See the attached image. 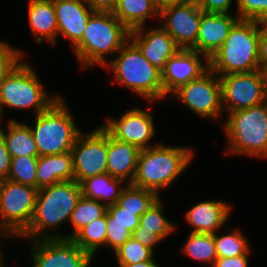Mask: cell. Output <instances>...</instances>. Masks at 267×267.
<instances>
[{
	"mask_svg": "<svg viewBox=\"0 0 267 267\" xmlns=\"http://www.w3.org/2000/svg\"><path fill=\"white\" fill-rule=\"evenodd\" d=\"M28 22L37 44L43 41L57 44L58 24L53 0H28Z\"/></svg>",
	"mask_w": 267,
	"mask_h": 267,
	"instance_id": "cell-21",
	"label": "cell"
},
{
	"mask_svg": "<svg viewBox=\"0 0 267 267\" xmlns=\"http://www.w3.org/2000/svg\"><path fill=\"white\" fill-rule=\"evenodd\" d=\"M94 11L113 12L118 0H86Z\"/></svg>",
	"mask_w": 267,
	"mask_h": 267,
	"instance_id": "cell-44",
	"label": "cell"
},
{
	"mask_svg": "<svg viewBox=\"0 0 267 267\" xmlns=\"http://www.w3.org/2000/svg\"><path fill=\"white\" fill-rule=\"evenodd\" d=\"M237 15L231 13H205L201 14L199 32L195 45L191 48L208 60L224 44L232 27L239 21Z\"/></svg>",
	"mask_w": 267,
	"mask_h": 267,
	"instance_id": "cell-18",
	"label": "cell"
},
{
	"mask_svg": "<svg viewBox=\"0 0 267 267\" xmlns=\"http://www.w3.org/2000/svg\"><path fill=\"white\" fill-rule=\"evenodd\" d=\"M38 157L19 156L11 158L8 180L37 188Z\"/></svg>",
	"mask_w": 267,
	"mask_h": 267,
	"instance_id": "cell-33",
	"label": "cell"
},
{
	"mask_svg": "<svg viewBox=\"0 0 267 267\" xmlns=\"http://www.w3.org/2000/svg\"><path fill=\"white\" fill-rule=\"evenodd\" d=\"M160 194L132 184L126 185L118 199V204L125 210L139 211V216L148 212L159 200Z\"/></svg>",
	"mask_w": 267,
	"mask_h": 267,
	"instance_id": "cell-29",
	"label": "cell"
},
{
	"mask_svg": "<svg viewBox=\"0 0 267 267\" xmlns=\"http://www.w3.org/2000/svg\"><path fill=\"white\" fill-rule=\"evenodd\" d=\"M231 207L223 200L201 201L185 212V220L193 227L191 232L214 234L228 222Z\"/></svg>",
	"mask_w": 267,
	"mask_h": 267,
	"instance_id": "cell-20",
	"label": "cell"
},
{
	"mask_svg": "<svg viewBox=\"0 0 267 267\" xmlns=\"http://www.w3.org/2000/svg\"><path fill=\"white\" fill-rule=\"evenodd\" d=\"M71 152L77 183L107 173L108 132L101 125L89 133L81 131Z\"/></svg>",
	"mask_w": 267,
	"mask_h": 267,
	"instance_id": "cell-11",
	"label": "cell"
},
{
	"mask_svg": "<svg viewBox=\"0 0 267 267\" xmlns=\"http://www.w3.org/2000/svg\"><path fill=\"white\" fill-rule=\"evenodd\" d=\"M124 183V180L114 178L105 173L89 177L83 180L80 185L82 196L91 200H97L108 207L118 202L122 191L128 185Z\"/></svg>",
	"mask_w": 267,
	"mask_h": 267,
	"instance_id": "cell-24",
	"label": "cell"
},
{
	"mask_svg": "<svg viewBox=\"0 0 267 267\" xmlns=\"http://www.w3.org/2000/svg\"><path fill=\"white\" fill-rule=\"evenodd\" d=\"M154 123V116L150 111L134 107L126 111L119 119L108 118L101 126L113 138L144 150L158 144H151L156 135Z\"/></svg>",
	"mask_w": 267,
	"mask_h": 267,
	"instance_id": "cell-15",
	"label": "cell"
},
{
	"mask_svg": "<svg viewBox=\"0 0 267 267\" xmlns=\"http://www.w3.org/2000/svg\"><path fill=\"white\" fill-rule=\"evenodd\" d=\"M258 51L260 68L267 66V22H260Z\"/></svg>",
	"mask_w": 267,
	"mask_h": 267,
	"instance_id": "cell-43",
	"label": "cell"
},
{
	"mask_svg": "<svg viewBox=\"0 0 267 267\" xmlns=\"http://www.w3.org/2000/svg\"><path fill=\"white\" fill-rule=\"evenodd\" d=\"M152 1L154 2L155 7H156V9H157V0H152Z\"/></svg>",
	"mask_w": 267,
	"mask_h": 267,
	"instance_id": "cell-49",
	"label": "cell"
},
{
	"mask_svg": "<svg viewBox=\"0 0 267 267\" xmlns=\"http://www.w3.org/2000/svg\"><path fill=\"white\" fill-rule=\"evenodd\" d=\"M129 32L113 12L95 11L82 38L73 46L80 67H104L108 63L105 55L114 56L129 40Z\"/></svg>",
	"mask_w": 267,
	"mask_h": 267,
	"instance_id": "cell-3",
	"label": "cell"
},
{
	"mask_svg": "<svg viewBox=\"0 0 267 267\" xmlns=\"http://www.w3.org/2000/svg\"><path fill=\"white\" fill-rule=\"evenodd\" d=\"M23 52L0 40V83L22 61Z\"/></svg>",
	"mask_w": 267,
	"mask_h": 267,
	"instance_id": "cell-37",
	"label": "cell"
},
{
	"mask_svg": "<svg viewBox=\"0 0 267 267\" xmlns=\"http://www.w3.org/2000/svg\"><path fill=\"white\" fill-rule=\"evenodd\" d=\"M202 13L197 0H186L162 9L158 19L181 49H191L196 43Z\"/></svg>",
	"mask_w": 267,
	"mask_h": 267,
	"instance_id": "cell-14",
	"label": "cell"
},
{
	"mask_svg": "<svg viewBox=\"0 0 267 267\" xmlns=\"http://www.w3.org/2000/svg\"><path fill=\"white\" fill-rule=\"evenodd\" d=\"M145 26L130 30L129 39L139 48L143 56L159 71H163L166 62L174 56L180 47L161 26Z\"/></svg>",
	"mask_w": 267,
	"mask_h": 267,
	"instance_id": "cell-17",
	"label": "cell"
},
{
	"mask_svg": "<svg viewBox=\"0 0 267 267\" xmlns=\"http://www.w3.org/2000/svg\"><path fill=\"white\" fill-rule=\"evenodd\" d=\"M34 241V242H33ZM31 240L32 267H90L93 257L72 239Z\"/></svg>",
	"mask_w": 267,
	"mask_h": 267,
	"instance_id": "cell-13",
	"label": "cell"
},
{
	"mask_svg": "<svg viewBox=\"0 0 267 267\" xmlns=\"http://www.w3.org/2000/svg\"><path fill=\"white\" fill-rule=\"evenodd\" d=\"M1 122L0 131L4 136L11 158L19 156L39 157L36 142L27 124L10 118L7 121V130L5 131L1 127Z\"/></svg>",
	"mask_w": 267,
	"mask_h": 267,
	"instance_id": "cell-25",
	"label": "cell"
},
{
	"mask_svg": "<svg viewBox=\"0 0 267 267\" xmlns=\"http://www.w3.org/2000/svg\"><path fill=\"white\" fill-rule=\"evenodd\" d=\"M115 55L103 68L113 71L116 83L129 88L149 103L164 100L162 72L143 56L130 39Z\"/></svg>",
	"mask_w": 267,
	"mask_h": 267,
	"instance_id": "cell-5",
	"label": "cell"
},
{
	"mask_svg": "<svg viewBox=\"0 0 267 267\" xmlns=\"http://www.w3.org/2000/svg\"><path fill=\"white\" fill-rule=\"evenodd\" d=\"M259 36L260 21L240 19L208 60L209 69L218 76L259 70Z\"/></svg>",
	"mask_w": 267,
	"mask_h": 267,
	"instance_id": "cell-4",
	"label": "cell"
},
{
	"mask_svg": "<svg viewBox=\"0 0 267 267\" xmlns=\"http://www.w3.org/2000/svg\"><path fill=\"white\" fill-rule=\"evenodd\" d=\"M224 114L266 102L261 70L219 76Z\"/></svg>",
	"mask_w": 267,
	"mask_h": 267,
	"instance_id": "cell-12",
	"label": "cell"
},
{
	"mask_svg": "<svg viewBox=\"0 0 267 267\" xmlns=\"http://www.w3.org/2000/svg\"><path fill=\"white\" fill-rule=\"evenodd\" d=\"M237 16L241 20L267 22V0H236Z\"/></svg>",
	"mask_w": 267,
	"mask_h": 267,
	"instance_id": "cell-36",
	"label": "cell"
},
{
	"mask_svg": "<svg viewBox=\"0 0 267 267\" xmlns=\"http://www.w3.org/2000/svg\"><path fill=\"white\" fill-rule=\"evenodd\" d=\"M249 255L217 258L213 267H248Z\"/></svg>",
	"mask_w": 267,
	"mask_h": 267,
	"instance_id": "cell-42",
	"label": "cell"
},
{
	"mask_svg": "<svg viewBox=\"0 0 267 267\" xmlns=\"http://www.w3.org/2000/svg\"><path fill=\"white\" fill-rule=\"evenodd\" d=\"M11 156L2 132L0 131V180H6L10 172Z\"/></svg>",
	"mask_w": 267,
	"mask_h": 267,
	"instance_id": "cell-41",
	"label": "cell"
},
{
	"mask_svg": "<svg viewBox=\"0 0 267 267\" xmlns=\"http://www.w3.org/2000/svg\"><path fill=\"white\" fill-rule=\"evenodd\" d=\"M81 197V185L75 180L39 188L30 224L18 238L27 241L63 238L62 232L55 230L59 226L62 227L66 221H70ZM51 229H54L53 233L49 232Z\"/></svg>",
	"mask_w": 267,
	"mask_h": 267,
	"instance_id": "cell-1",
	"label": "cell"
},
{
	"mask_svg": "<svg viewBox=\"0 0 267 267\" xmlns=\"http://www.w3.org/2000/svg\"><path fill=\"white\" fill-rule=\"evenodd\" d=\"M208 69V59L204 55L192 49H180L166 62L162 71L164 99H168L167 97L179 86L198 79Z\"/></svg>",
	"mask_w": 267,
	"mask_h": 267,
	"instance_id": "cell-16",
	"label": "cell"
},
{
	"mask_svg": "<svg viewBox=\"0 0 267 267\" xmlns=\"http://www.w3.org/2000/svg\"><path fill=\"white\" fill-rule=\"evenodd\" d=\"M106 213L81 228L71 239L93 258L101 246H106Z\"/></svg>",
	"mask_w": 267,
	"mask_h": 267,
	"instance_id": "cell-27",
	"label": "cell"
},
{
	"mask_svg": "<svg viewBox=\"0 0 267 267\" xmlns=\"http://www.w3.org/2000/svg\"><path fill=\"white\" fill-rule=\"evenodd\" d=\"M132 237L139 241L145 247L151 249L153 252L156 245H159L163 239L156 233L148 230H144L138 226L132 233Z\"/></svg>",
	"mask_w": 267,
	"mask_h": 267,
	"instance_id": "cell-40",
	"label": "cell"
},
{
	"mask_svg": "<svg viewBox=\"0 0 267 267\" xmlns=\"http://www.w3.org/2000/svg\"><path fill=\"white\" fill-rule=\"evenodd\" d=\"M38 189L2 180L0 186V234L18 238L29 226Z\"/></svg>",
	"mask_w": 267,
	"mask_h": 267,
	"instance_id": "cell-9",
	"label": "cell"
},
{
	"mask_svg": "<svg viewBox=\"0 0 267 267\" xmlns=\"http://www.w3.org/2000/svg\"><path fill=\"white\" fill-rule=\"evenodd\" d=\"M183 253L191 259L213 267L218 258L213 234L190 232L182 247Z\"/></svg>",
	"mask_w": 267,
	"mask_h": 267,
	"instance_id": "cell-28",
	"label": "cell"
},
{
	"mask_svg": "<svg viewBox=\"0 0 267 267\" xmlns=\"http://www.w3.org/2000/svg\"><path fill=\"white\" fill-rule=\"evenodd\" d=\"M132 237V233L123 225L107 224L106 246L114 252Z\"/></svg>",
	"mask_w": 267,
	"mask_h": 267,
	"instance_id": "cell-38",
	"label": "cell"
},
{
	"mask_svg": "<svg viewBox=\"0 0 267 267\" xmlns=\"http://www.w3.org/2000/svg\"><path fill=\"white\" fill-rule=\"evenodd\" d=\"M107 224H120L125 226L131 233L139 226V211L125 210L118 203L107 207Z\"/></svg>",
	"mask_w": 267,
	"mask_h": 267,
	"instance_id": "cell-35",
	"label": "cell"
},
{
	"mask_svg": "<svg viewBox=\"0 0 267 267\" xmlns=\"http://www.w3.org/2000/svg\"><path fill=\"white\" fill-rule=\"evenodd\" d=\"M61 96L47 110L35 115L33 134L39 156L71 152L81 130Z\"/></svg>",
	"mask_w": 267,
	"mask_h": 267,
	"instance_id": "cell-7",
	"label": "cell"
},
{
	"mask_svg": "<svg viewBox=\"0 0 267 267\" xmlns=\"http://www.w3.org/2000/svg\"><path fill=\"white\" fill-rule=\"evenodd\" d=\"M139 153L136 146L119 141L108 133L107 173L131 184L136 174Z\"/></svg>",
	"mask_w": 267,
	"mask_h": 267,
	"instance_id": "cell-22",
	"label": "cell"
},
{
	"mask_svg": "<svg viewBox=\"0 0 267 267\" xmlns=\"http://www.w3.org/2000/svg\"><path fill=\"white\" fill-rule=\"evenodd\" d=\"M213 237L218 258L249 255L251 251L247 236L239 229L223 235L218 234L217 231Z\"/></svg>",
	"mask_w": 267,
	"mask_h": 267,
	"instance_id": "cell-31",
	"label": "cell"
},
{
	"mask_svg": "<svg viewBox=\"0 0 267 267\" xmlns=\"http://www.w3.org/2000/svg\"><path fill=\"white\" fill-rule=\"evenodd\" d=\"M60 97L56 94L49 96L33 66L22 60L0 83V121L5 107L33 109L37 115Z\"/></svg>",
	"mask_w": 267,
	"mask_h": 267,
	"instance_id": "cell-8",
	"label": "cell"
},
{
	"mask_svg": "<svg viewBox=\"0 0 267 267\" xmlns=\"http://www.w3.org/2000/svg\"><path fill=\"white\" fill-rule=\"evenodd\" d=\"M264 80V92L267 100V66L260 68Z\"/></svg>",
	"mask_w": 267,
	"mask_h": 267,
	"instance_id": "cell-47",
	"label": "cell"
},
{
	"mask_svg": "<svg viewBox=\"0 0 267 267\" xmlns=\"http://www.w3.org/2000/svg\"><path fill=\"white\" fill-rule=\"evenodd\" d=\"M36 176L37 189L75 180L72 152L39 156Z\"/></svg>",
	"mask_w": 267,
	"mask_h": 267,
	"instance_id": "cell-23",
	"label": "cell"
},
{
	"mask_svg": "<svg viewBox=\"0 0 267 267\" xmlns=\"http://www.w3.org/2000/svg\"><path fill=\"white\" fill-rule=\"evenodd\" d=\"M106 211L107 207L101 202L82 196L73 210L69 221L72 225L71 227H73V232L71 234H63V238L71 239L81 228L102 217Z\"/></svg>",
	"mask_w": 267,
	"mask_h": 267,
	"instance_id": "cell-30",
	"label": "cell"
},
{
	"mask_svg": "<svg viewBox=\"0 0 267 267\" xmlns=\"http://www.w3.org/2000/svg\"><path fill=\"white\" fill-rule=\"evenodd\" d=\"M58 37L62 35L70 40L72 47L82 38L84 30L95 12L86 0H53Z\"/></svg>",
	"mask_w": 267,
	"mask_h": 267,
	"instance_id": "cell-19",
	"label": "cell"
},
{
	"mask_svg": "<svg viewBox=\"0 0 267 267\" xmlns=\"http://www.w3.org/2000/svg\"><path fill=\"white\" fill-rule=\"evenodd\" d=\"M186 0H157V10L160 12L162 9L182 3Z\"/></svg>",
	"mask_w": 267,
	"mask_h": 267,
	"instance_id": "cell-46",
	"label": "cell"
},
{
	"mask_svg": "<svg viewBox=\"0 0 267 267\" xmlns=\"http://www.w3.org/2000/svg\"><path fill=\"white\" fill-rule=\"evenodd\" d=\"M168 97H174L201 118L215 120L224 117L219 76L210 69L198 79L179 86Z\"/></svg>",
	"mask_w": 267,
	"mask_h": 267,
	"instance_id": "cell-10",
	"label": "cell"
},
{
	"mask_svg": "<svg viewBox=\"0 0 267 267\" xmlns=\"http://www.w3.org/2000/svg\"><path fill=\"white\" fill-rule=\"evenodd\" d=\"M199 7L205 13H228L233 0H197Z\"/></svg>",
	"mask_w": 267,
	"mask_h": 267,
	"instance_id": "cell-39",
	"label": "cell"
},
{
	"mask_svg": "<svg viewBox=\"0 0 267 267\" xmlns=\"http://www.w3.org/2000/svg\"><path fill=\"white\" fill-rule=\"evenodd\" d=\"M193 149L158 143L140 150L132 185L160 194L183 174L194 159Z\"/></svg>",
	"mask_w": 267,
	"mask_h": 267,
	"instance_id": "cell-2",
	"label": "cell"
},
{
	"mask_svg": "<svg viewBox=\"0 0 267 267\" xmlns=\"http://www.w3.org/2000/svg\"><path fill=\"white\" fill-rule=\"evenodd\" d=\"M118 267H160V266L158 265V262H156L153 258L151 260L143 261L136 264H118Z\"/></svg>",
	"mask_w": 267,
	"mask_h": 267,
	"instance_id": "cell-45",
	"label": "cell"
},
{
	"mask_svg": "<svg viewBox=\"0 0 267 267\" xmlns=\"http://www.w3.org/2000/svg\"><path fill=\"white\" fill-rule=\"evenodd\" d=\"M113 253L116 256L118 264H136L151 260L155 255V252L142 245L133 237L117 248Z\"/></svg>",
	"mask_w": 267,
	"mask_h": 267,
	"instance_id": "cell-34",
	"label": "cell"
},
{
	"mask_svg": "<svg viewBox=\"0 0 267 267\" xmlns=\"http://www.w3.org/2000/svg\"><path fill=\"white\" fill-rule=\"evenodd\" d=\"M113 14L128 30L146 26L147 20L154 16L159 18L152 0H118Z\"/></svg>",
	"mask_w": 267,
	"mask_h": 267,
	"instance_id": "cell-26",
	"label": "cell"
},
{
	"mask_svg": "<svg viewBox=\"0 0 267 267\" xmlns=\"http://www.w3.org/2000/svg\"><path fill=\"white\" fill-rule=\"evenodd\" d=\"M226 154L267 158V101L225 114Z\"/></svg>",
	"mask_w": 267,
	"mask_h": 267,
	"instance_id": "cell-6",
	"label": "cell"
},
{
	"mask_svg": "<svg viewBox=\"0 0 267 267\" xmlns=\"http://www.w3.org/2000/svg\"><path fill=\"white\" fill-rule=\"evenodd\" d=\"M163 210V201L160 199L148 212L140 216L139 226L165 240L175 231L176 225L164 216Z\"/></svg>",
	"mask_w": 267,
	"mask_h": 267,
	"instance_id": "cell-32",
	"label": "cell"
},
{
	"mask_svg": "<svg viewBox=\"0 0 267 267\" xmlns=\"http://www.w3.org/2000/svg\"><path fill=\"white\" fill-rule=\"evenodd\" d=\"M0 236H1V238L3 237V238H8V239H9V237H11V236L4 235V234H0ZM2 253L3 252L0 250V267H5V265H4V258L5 257H3L4 255Z\"/></svg>",
	"mask_w": 267,
	"mask_h": 267,
	"instance_id": "cell-48",
	"label": "cell"
}]
</instances>
